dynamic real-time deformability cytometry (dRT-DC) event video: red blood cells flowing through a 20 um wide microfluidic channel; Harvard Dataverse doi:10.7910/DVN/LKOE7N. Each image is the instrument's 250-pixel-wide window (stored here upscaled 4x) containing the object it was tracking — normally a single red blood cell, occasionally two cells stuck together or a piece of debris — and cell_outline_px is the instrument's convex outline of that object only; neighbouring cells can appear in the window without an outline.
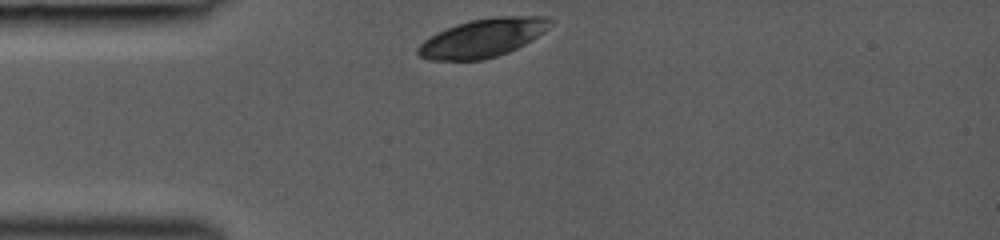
{"species": "common noctule bat (a hibernating species)", "species_latin": "Nyctalus noctula", "temperature_condition": "room temperature", "stored_images_in_passage": 29, "camera_frame_rate_fps": 3000, "um_per_image_px": 0.085, "animal": {"sex": "female", "body_mass_g": 19.0, "forearm_length_mm": 53.3}, "frame": {"image": 1, "passage_image": 1, "time_ms": 0.0, "image_size_px": [1000, 240], "cell_outline_px": [[556, 20], [544, 32], [532, 40], [508, 52], [484, 60], [428, 60], [420, 56], [416, 52], [416, 48], [424, 40], [456, 24], [472, 20], [500, 16], [552, 16]], "centroid_in_image_um": [41.09, 3.22], "position_along_channel_um": 43.9, "area_um2": 29.59}}
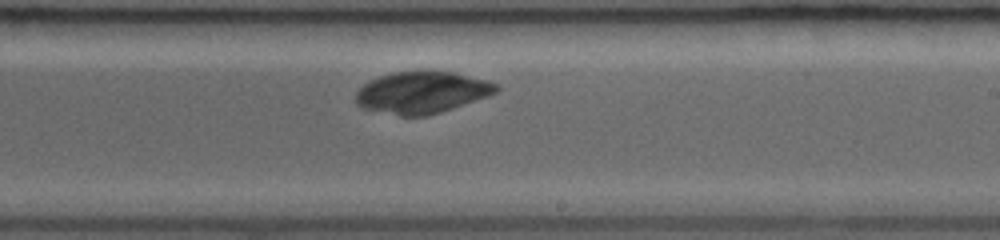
{"frame": {"image": 2, "passage_image": 17, "time_ms": 5.333, "image_size_px": [1000, 240], "cell_outline_px": [[500, 88], [496, 92], [488, 96], [440, 112], [424, 116], [400, 116], [364, 108], [356, 104], [356, 92], [364, 84], [380, 76], [392, 72], [420, 68], [456, 72], [484, 80], [496, 84]], "centroid_in_image_um": [35.85, 7.82], "position_along_channel_um": 253.1, "area_um2": 34.56}}
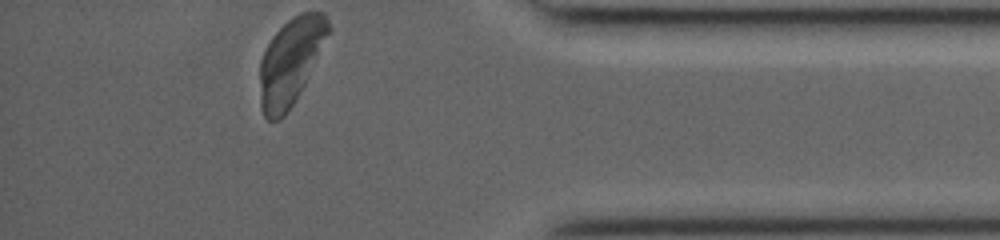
{"frame": {"image": 3, "passage_image": 29, "time_ms": 9.333, "image_size_px": [1000, 240], "cell_outline_px": [[332, 28], [304, 84], [292, 104], [284, 116], [280, 120], [268, 120], [264, 116], [260, 108], [260, 60], [272, 36], [292, 16], [300, 12], [324, 12]], "centroid_in_image_um": [24.69, 5.21], "position_along_channel_um": 410.5, "area_um2": 34.33}}